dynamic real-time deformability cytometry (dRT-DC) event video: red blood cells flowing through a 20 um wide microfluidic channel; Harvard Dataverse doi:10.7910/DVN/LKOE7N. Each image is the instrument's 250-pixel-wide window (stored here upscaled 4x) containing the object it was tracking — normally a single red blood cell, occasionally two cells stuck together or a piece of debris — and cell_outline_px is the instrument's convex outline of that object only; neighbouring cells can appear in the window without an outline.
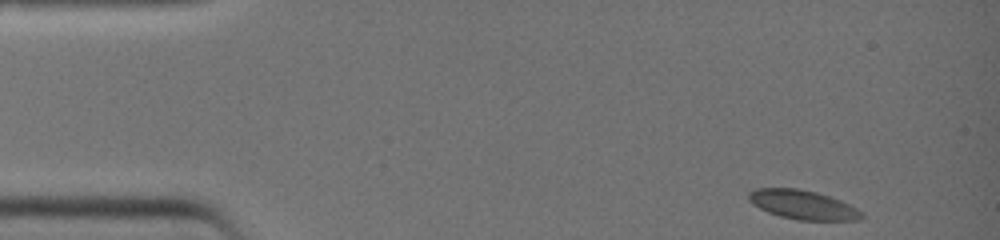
{"species": "common noctule bat (a hibernating species)", "species_latin": "Nyctalus noctula", "temperature_condition": "warm", "stored_images_in_passage": 7, "camera_frame_rate_fps": 3000, "um_per_image_px": 0.085, "animal": {"sex": "female", "body_mass_g": 19.0, "forearm_length_mm": 51.5}, "frame": {"image": 1, "passage_image": 1, "time_ms": 0.0, "image_size_px": [1000, 240], "cell_outline_px": [[864, 216], [860, 220], [796, 220], [780, 216], [768, 212], [752, 204], [748, 200], [748, 192], [756, 188], [800, 188], [816, 192], [840, 200], [864, 212]], "centroid_in_image_um": [68.23, 17.4], "position_along_channel_um": 16.8, "area_um2": 19.25}}